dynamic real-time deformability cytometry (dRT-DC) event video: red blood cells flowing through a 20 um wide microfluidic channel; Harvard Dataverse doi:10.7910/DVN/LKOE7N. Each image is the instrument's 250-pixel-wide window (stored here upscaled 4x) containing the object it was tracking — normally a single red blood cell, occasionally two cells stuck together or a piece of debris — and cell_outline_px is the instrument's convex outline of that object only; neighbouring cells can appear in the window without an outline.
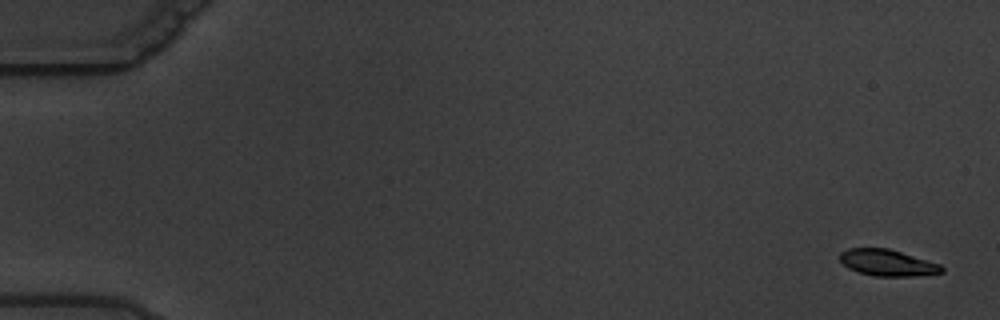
{"species": "common noctule bat (a hibernating species)", "species_latin": "Nyctalus noctula", "temperature_condition": "warm", "stored_images_in_passage": 4, "camera_frame_rate_fps": 3000, "um_per_image_px": 0.085, "animal": {"sex": "male", "body_mass_g": 19.5, "forearm_length_mm": 54.6}, "frame": {"image": 1, "passage_image": 1, "time_ms": 0.0, "image_size_px": [1000, 320], "cell_outline_px": [[944, 272], [912, 276], [872, 276], [848, 268], [840, 260], [840, 252], [848, 248], [888, 248], [940, 264], [944, 268]], "centroid_in_image_um": [75.42, 22.33], "position_along_channel_um": 9.6, "area_um2": 15.55}}